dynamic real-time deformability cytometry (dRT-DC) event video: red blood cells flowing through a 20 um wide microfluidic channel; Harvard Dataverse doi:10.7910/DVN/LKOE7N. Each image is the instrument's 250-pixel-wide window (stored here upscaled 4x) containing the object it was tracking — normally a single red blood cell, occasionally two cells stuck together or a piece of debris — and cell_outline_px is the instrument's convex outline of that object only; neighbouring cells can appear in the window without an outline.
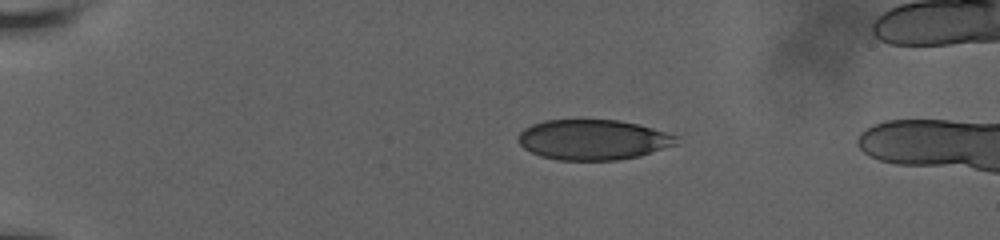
{"species": "human", "species_latin": "Homo sapiens", "temperature_condition": "room temperature", "stored_images_in_passage": 7, "camera_frame_rate_fps": 3000, "um_per_image_px": 0.085, "donor": {"sex": "male"}, "frame": {"image": 1, "passage_image": 1, "time_ms": 0.0, "image_size_px": [1000, 240], "cell_outline_px": [[680, 144], [640, 156], [616, 160], [556, 160], [540, 156], [524, 148], [520, 144], [520, 132], [524, 128], [532, 124], [544, 120], [620, 120], [652, 128], [680, 136]], "centroid_in_image_um": [50.47, 11.88], "position_along_channel_um": 34.5, "area_um2": 37.28}}